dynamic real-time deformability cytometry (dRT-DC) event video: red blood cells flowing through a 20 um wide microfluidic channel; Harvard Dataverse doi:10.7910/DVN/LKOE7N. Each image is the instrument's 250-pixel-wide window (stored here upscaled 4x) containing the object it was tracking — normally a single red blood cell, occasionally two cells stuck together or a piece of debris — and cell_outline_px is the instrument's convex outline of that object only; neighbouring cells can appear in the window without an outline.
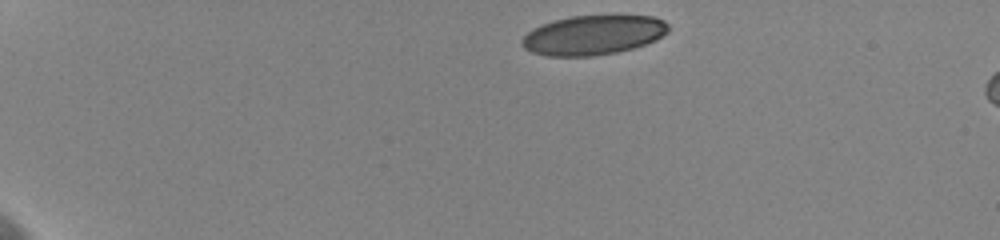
{"species": "human", "species_latin": "Homo sapiens", "temperature_condition": "cold", "stored_images_in_passage": 5, "camera_frame_rate_fps": 3000, "um_per_image_px": 0.085, "donor": {"sex": "female"}, "frame": {"image": 1, "passage_image": 1, "time_ms": 0.0, "image_size_px": [1000, 240], "cell_outline_px": [[668, 32], [656, 40], [632, 48], [616, 52], [592, 56], [544, 56], [532, 52], [524, 48], [520, 44], [520, 40], [528, 32], [544, 24], [556, 20], [572, 16], [652, 16], [664, 20], [668, 24]], "centroid_in_image_um": [50.42, 2.99], "position_along_channel_um": 34.6, "area_um2": 33.47}}